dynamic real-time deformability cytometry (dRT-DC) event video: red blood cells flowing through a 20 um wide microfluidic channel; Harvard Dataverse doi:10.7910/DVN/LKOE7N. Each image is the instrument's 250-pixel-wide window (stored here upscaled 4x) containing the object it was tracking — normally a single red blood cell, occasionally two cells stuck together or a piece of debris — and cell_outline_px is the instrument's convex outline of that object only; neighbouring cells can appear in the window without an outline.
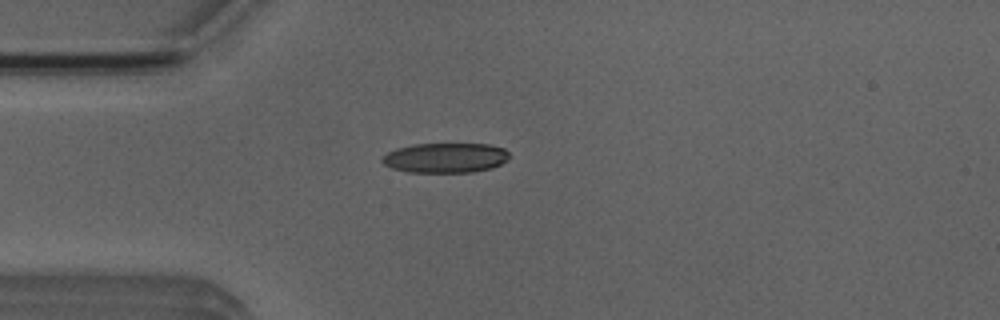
{"species": "Egyptian fruit bat (a non-hibernating species)", "species_latin": "Rousettus aegyptiacus", "temperature_condition": "room temperature", "stored_images_in_passage": 5, "camera_frame_rate_fps": 3000, "um_per_image_px": 0.085, "animal": {"sex": "male"}, "frame": {"image": 1, "passage_image": 1, "time_ms": 0.0, "image_size_px": [1000, 320], "cell_outline_px": [[508, 160], [492, 168], [472, 172], [408, 172], [392, 168], [384, 164], [380, 160], [388, 152], [396, 148], [416, 144], [488, 144], [504, 148], [508, 152]], "centroid_in_image_um": [37.86, 13.41], "position_along_channel_um": 47.1, "area_um2": 22.08}}